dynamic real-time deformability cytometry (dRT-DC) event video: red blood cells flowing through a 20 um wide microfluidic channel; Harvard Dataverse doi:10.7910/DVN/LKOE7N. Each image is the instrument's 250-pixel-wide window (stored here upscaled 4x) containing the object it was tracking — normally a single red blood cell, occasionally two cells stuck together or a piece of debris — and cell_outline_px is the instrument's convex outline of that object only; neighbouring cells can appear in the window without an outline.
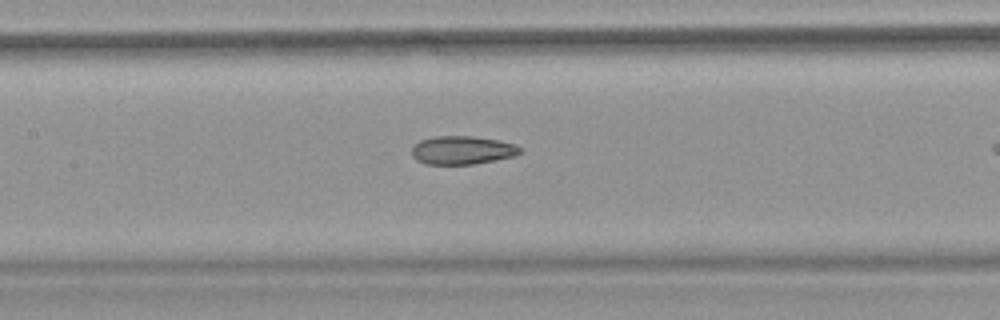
{"species": "common noctule bat (a hibernating species)", "species_latin": "Nyctalus noctula", "temperature_condition": "warm", "stored_images_in_passage": 6, "camera_frame_rate_fps": 3000, "um_per_image_px": 0.085, "animal": {"sex": "female", "body_mass_g": 18.4}, "frame": {"image": 1, "passage_image": 6, "time_ms": 1.667, "image_size_px": [1000, 320], "cell_outline_px": [[520, 152], [512, 156], [496, 160], [472, 164], [424, 164], [416, 160], [412, 156], [412, 148], [420, 140], [432, 136], [472, 136], [500, 140], [516, 144], [520, 148]], "centroid_in_image_um": [39.26, 12.76], "position_along_channel_um": 168.1, "area_um2": 17.92}}